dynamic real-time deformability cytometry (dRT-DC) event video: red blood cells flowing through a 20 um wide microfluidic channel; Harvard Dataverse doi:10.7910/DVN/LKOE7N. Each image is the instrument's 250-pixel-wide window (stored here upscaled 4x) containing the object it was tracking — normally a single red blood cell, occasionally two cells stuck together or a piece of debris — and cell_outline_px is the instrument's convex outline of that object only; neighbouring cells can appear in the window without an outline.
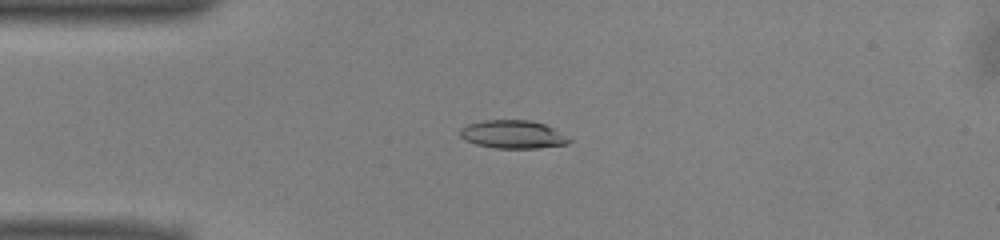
{"species": "common noctule bat (a hibernating species)", "species_latin": "Nyctalus noctula", "temperature_condition": "warm", "stored_images_in_passage": 45, "camera_frame_rate_fps": 3000, "um_per_image_px": 0.085, "animal": {"sex": "male", "body_mass_g": 13.0, "forearm_length_mm": 53.1}, "frame": {"image": 1, "passage_image": 6, "time_ms": 1.667, "image_size_px": [1000, 240], "cell_outline_px": [[572, 140], [568, 144], [536, 148], [496, 148], [476, 144], [464, 140], [460, 136], [460, 128], [468, 124], [480, 120], [528, 120], [544, 124], [552, 128]], "centroid_in_image_um": [43.55, 11.42], "position_along_channel_um": 41.5, "area_um2": 17.8}}
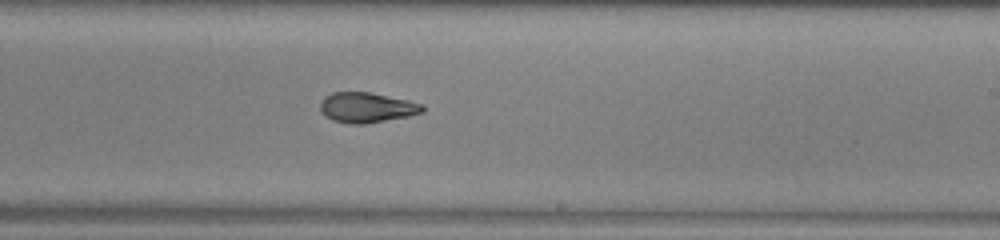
{"frame": {"image": 2, "passage_image": 24, "time_ms": 7.667, "image_size_px": [1000, 240], "cell_outline_px": [[424, 112], [408, 116], [364, 124], [348, 124], [332, 120], [324, 116], [320, 112], [320, 100], [324, 96], [332, 92], [372, 92], [408, 100], [424, 104]], "centroid_in_image_um": [31.14, 9.13], "position_along_channel_um": 257.9, "area_um2": 18.26}}
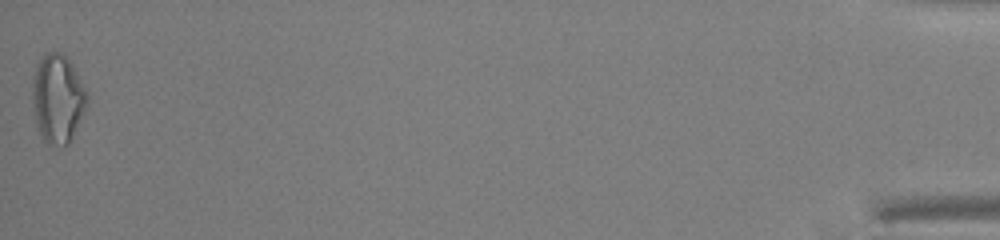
{"frame": {"image": 3, "passage_image": 45, "time_ms": 14.667, "image_size_px": [1000, 240], "cell_outline_px": [[88, 108], [68, 144], [48, 144], [44, 140], [36, 124], [32, 100], [32, 76], [36, 64], [40, 56], [48, 52], [64, 52], [72, 64], [88, 96]], "centroid_in_image_um": [4.9, 8.34], "position_along_channel_um": 430.3, "area_um2": 28.5}, "authors_computed_cell_mechanics": {"area_um2": 18.3226, "velocity_mm_per_s": 3.967, "shape_relaxation_time_tau1_ms": 4.7154, "shape_relaxation_time_tau2_ms": 3.0791, "deformation_change_tau1": 0.17, "deformation_change_tau2": 0.1113}}